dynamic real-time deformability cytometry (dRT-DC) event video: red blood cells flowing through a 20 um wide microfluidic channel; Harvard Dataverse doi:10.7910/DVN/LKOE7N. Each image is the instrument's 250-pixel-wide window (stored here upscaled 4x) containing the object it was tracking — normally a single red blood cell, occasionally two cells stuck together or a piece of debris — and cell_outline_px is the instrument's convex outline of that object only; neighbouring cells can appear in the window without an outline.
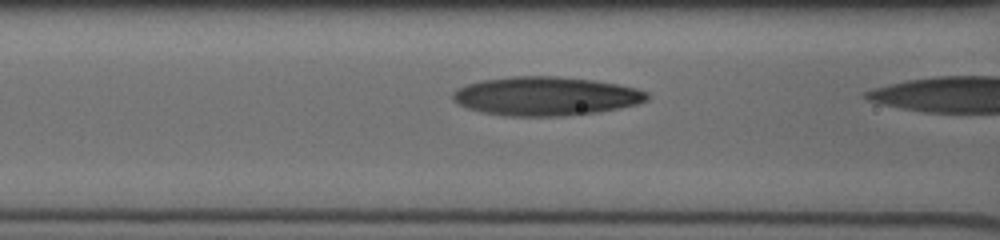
{"species": "human", "species_latin": "Homo sapiens", "temperature_condition": "cold", "stored_images_in_passage": 10, "camera_frame_rate_fps": 3000, "um_per_image_px": 0.085, "donor": {"sex": "male"}, "frame": {"image": 1, "passage_image": 9, "time_ms": 2.0, "image_size_px": [1000, 240], "cell_outline_px": [[648, 100], [636, 104], [596, 112], [564, 116], [504, 116], [484, 112], [468, 108], [452, 100], [452, 92], [456, 88], [480, 80], [512, 76], [556, 76], [592, 80], [616, 84], [636, 88], [648, 92]], "centroid_in_image_um": [46.35, 8.17], "position_along_channel_um": 120.3, "area_um2": 43.81}}